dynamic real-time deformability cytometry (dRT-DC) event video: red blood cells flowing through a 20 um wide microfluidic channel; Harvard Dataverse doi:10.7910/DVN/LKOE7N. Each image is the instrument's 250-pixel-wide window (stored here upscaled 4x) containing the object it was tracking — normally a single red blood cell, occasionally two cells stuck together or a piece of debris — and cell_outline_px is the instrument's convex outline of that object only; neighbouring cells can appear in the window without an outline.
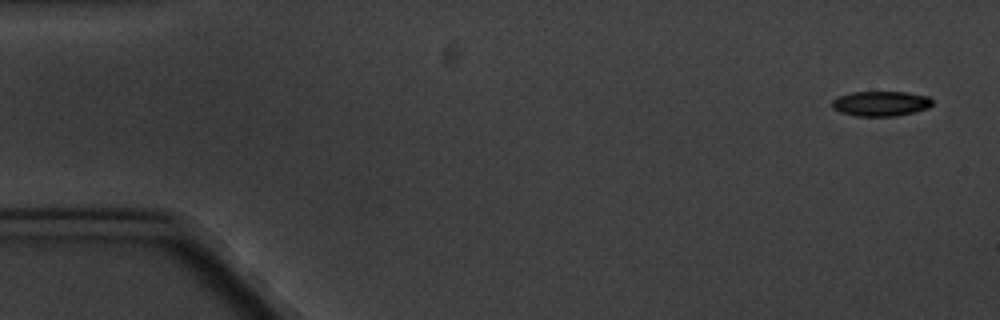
{"species": "common noctule bat (a hibernating species)", "species_latin": "Nyctalus noctula", "temperature_condition": "cold", "stored_images_in_passage": 6, "camera_frame_rate_fps": 3000, "um_per_image_px": 0.085, "animal": {"sex": "male", "body_mass_g": 20.1, "forearm_length_mm": 53.5}, "frame": {"image": 1, "passage_image": 1, "time_ms": 0.0, "image_size_px": [1000, 320], "cell_outline_px": [[932, 104], [928, 108], [896, 116], [856, 116], [840, 112], [832, 108], [832, 100], [840, 96], [852, 92], [904, 92], [928, 96], [932, 100]], "centroid_in_image_um": [74.85, 8.8], "position_along_channel_um": 10.2, "area_um2": 14.51}}